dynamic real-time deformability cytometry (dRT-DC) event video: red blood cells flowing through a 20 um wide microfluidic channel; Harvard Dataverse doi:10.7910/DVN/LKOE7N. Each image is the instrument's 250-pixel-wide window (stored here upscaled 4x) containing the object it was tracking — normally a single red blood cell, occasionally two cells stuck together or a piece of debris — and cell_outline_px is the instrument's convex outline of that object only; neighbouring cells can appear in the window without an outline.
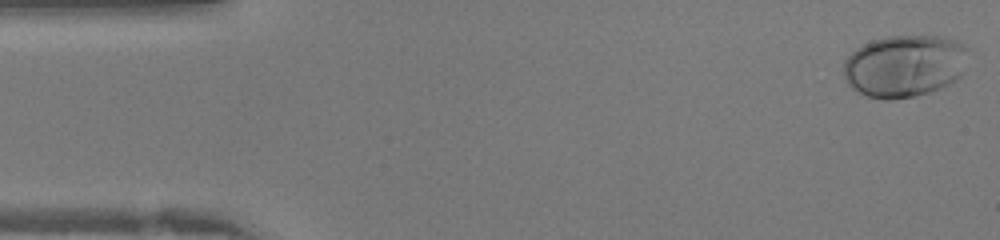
{"species": "human", "species_latin": "Homo sapiens", "temperature_condition": "warm", "stored_images_in_passage": 41, "camera_frame_rate_fps": 3000, "um_per_image_px": 0.085, "donor": {"sex": "female"}, "frame": {"image": 1, "passage_image": 1, "time_ms": 0.0, "image_size_px": [1000, 240], "cell_outline_px": [[968, 48], [960, 76], [956, 80], [940, 88], [928, 92], [912, 96], [888, 100], [868, 96], [852, 88], [848, 84], [844, 76], [844, 60], [856, 48], [872, 40], [888, 36], [940, 36], [956, 40], [964, 44]], "centroid_in_image_um": [76.87, 5.59], "position_along_channel_um": 8.1, "area_um2": 44.97}}
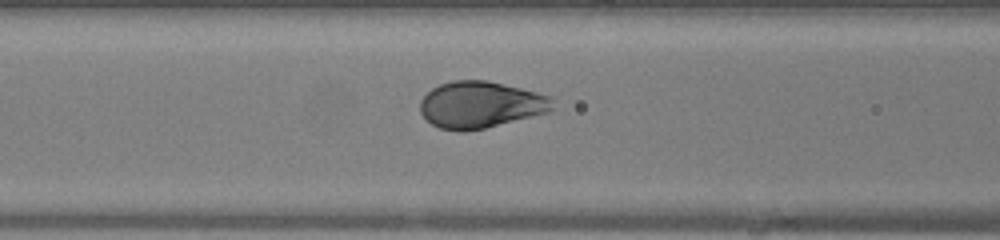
{"frame": {"image": 2, "passage_image": 16, "time_ms": 5.0, "image_size_px": [1000, 240], "cell_outline_px": [[552, 108], [548, 112], [484, 128], [464, 132], [460, 132], [440, 128], [432, 124], [420, 112], [420, 100], [432, 88], [440, 84], [452, 80], [488, 80], [552, 96]], "centroid_in_image_um": [40.82, 8.89], "position_along_channel_um": 125.8, "area_um2": 35.84}}
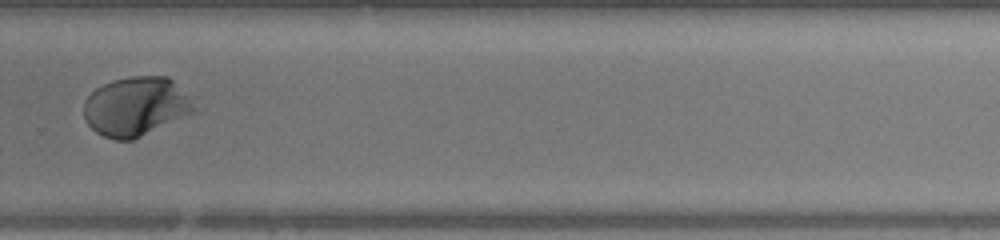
{"frame": {"image": 3, "passage_image": 28, "time_ms": 9.0, "image_size_px": [1000, 240], "cell_outline_px": [[196, 108], [192, 112], [132, 140], [116, 140], [104, 136], [96, 132], [88, 124], [84, 116], [84, 104], [88, 96], [96, 88], [112, 80], [132, 76], [168, 76], [172, 80]], "centroid_in_image_um": [11.48, 9.04], "position_along_channel_um": 318.3, "area_um2": 37.05}}